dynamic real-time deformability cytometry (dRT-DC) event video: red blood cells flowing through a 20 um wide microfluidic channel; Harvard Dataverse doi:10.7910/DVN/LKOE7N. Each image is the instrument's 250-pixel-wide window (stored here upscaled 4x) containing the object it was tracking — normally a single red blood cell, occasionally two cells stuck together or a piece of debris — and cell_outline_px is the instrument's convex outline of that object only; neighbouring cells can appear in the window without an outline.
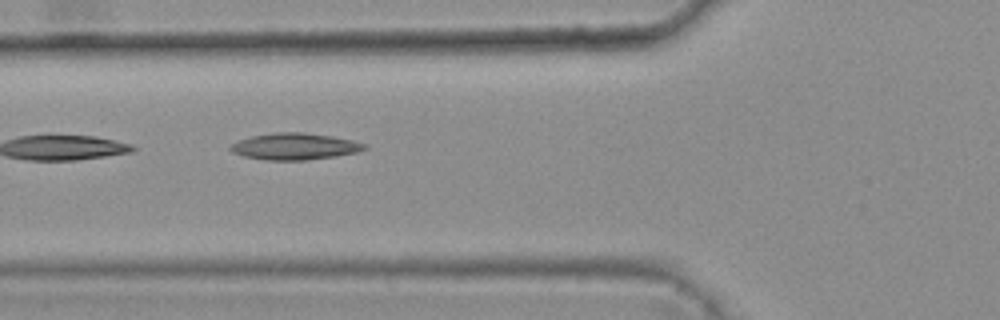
{"species": "common noctule bat (a hibernating species)", "species_latin": "Nyctalus noctula", "temperature_condition": "warm", "stored_images_in_passage": 8, "camera_frame_rate_fps": 3000, "um_per_image_px": 0.085, "animal": {"sex": "female", "body_mass_g": 25.1}, "frame": {"image": 1, "passage_image": 4, "time_ms": 1.0, "image_size_px": [1000, 320], "cell_outline_px": [[368, 148], [356, 152], [332, 156], [304, 160], [268, 160], [244, 156], [232, 152], [228, 148], [236, 140], [252, 136], [276, 132], [304, 132], [332, 136], [352, 140], [368, 144]], "centroid_in_image_um": [25.03, 12.43], "position_along_channel_um": 100.8, "area_um2": 20.69}}